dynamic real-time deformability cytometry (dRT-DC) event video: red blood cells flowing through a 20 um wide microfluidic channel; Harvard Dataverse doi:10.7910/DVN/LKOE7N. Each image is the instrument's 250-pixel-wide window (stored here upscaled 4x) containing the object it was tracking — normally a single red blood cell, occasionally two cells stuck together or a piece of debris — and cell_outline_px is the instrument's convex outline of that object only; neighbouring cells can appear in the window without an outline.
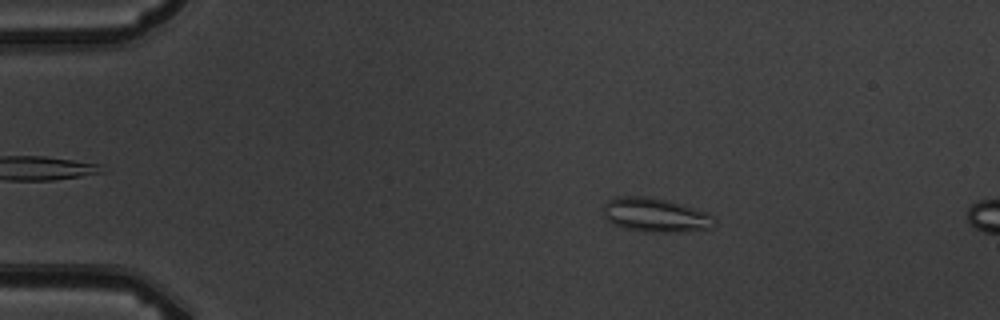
{"species": "common noctule bat (a hibernating species)", "species_latin": "Nyctalus noctula", "temperature_condition": "warm", "stored_images_in_passage": 4, "camera_frame_rate_fps": 3000, "um_per_image_px": 0.085, "animal": {"sex": "male", "body_mass_g": 19.5, "forearm_length_mm": 54.6}, "frame": {"image": 1, "passage_image": 2, "time_ms": 1.333, "image_size_px": [1000, 320], "cell_outline_px": [[716, 224], [708, 228], [672, 232], [648, 232], [624, 228], [612, 224], [604, 216], [604, 204], [608, 200], [616, 196], [648, 196], [668, 200], [708, 212], [716, 220]], "centroid_in_image_um": [55.69, 18.26], "position_along_channel_um": 29.3, "area_um2": 22.08}}